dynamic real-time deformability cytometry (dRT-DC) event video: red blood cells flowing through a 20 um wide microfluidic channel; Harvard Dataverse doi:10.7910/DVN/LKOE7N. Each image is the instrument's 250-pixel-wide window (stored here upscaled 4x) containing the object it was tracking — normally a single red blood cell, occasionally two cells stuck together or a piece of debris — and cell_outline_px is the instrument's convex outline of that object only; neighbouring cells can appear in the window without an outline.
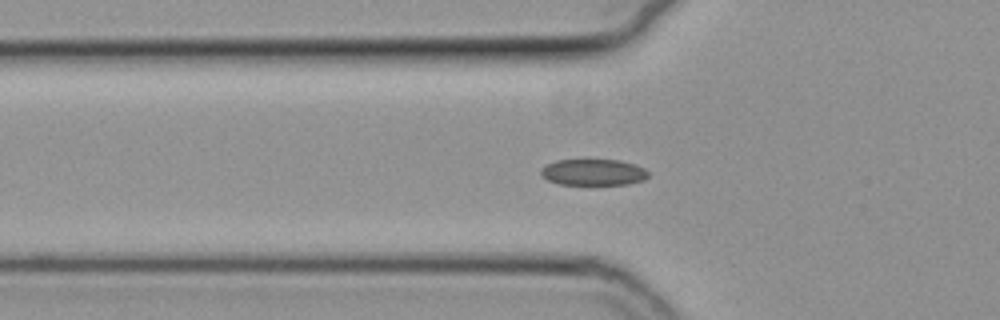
{"species": "common noctule bat (a hibernating species)", "species_latin": "Nyctalus noctula", "temperature_condition": "cold", "stored_images_in_passage": 8, "camera_frame_rate_fps": 3000, "um_per_image_px": 0.085, "animal": {"sex": "female", "body_mass_g": 19.3, "forearm_length_mm": 54.1}, "frame": {"image": 1, "passage_image": 2, "time_ms": 0.333, "image_size_px": [1000, 320], "cell_outline_px": [[648, 176], [644, 180], [628, 184], [560, 184], [548, 180], [540, 176], [540, 168], [556, 160], [620, 160], [636, 164], [644, 168], [648, 172]], "centroid_in_image_um": [50.43, 14.64], "position_along_channel_um": 75.4, "area_um2": 16.47}}
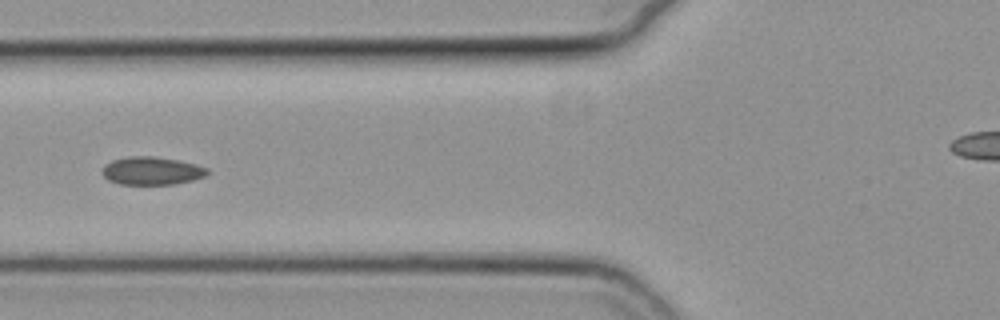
{"frame": {"image": 2, "passage_image": 5, "time_ms": 1.333, "image_size_px": [1000, 320], "cell_outline_px": [[208, 176], [192, 180], [172, 184], [120, 184], [108, 180], [100, 172], [104, 164], [112, 160], [128, 156], [156, 156], [180, 160], [196, 164], [208, 168]], "centroid_in_image_um": [12.89, 14.5], "position_along_channel_um": 112.9, "area_um2": 17.4}}